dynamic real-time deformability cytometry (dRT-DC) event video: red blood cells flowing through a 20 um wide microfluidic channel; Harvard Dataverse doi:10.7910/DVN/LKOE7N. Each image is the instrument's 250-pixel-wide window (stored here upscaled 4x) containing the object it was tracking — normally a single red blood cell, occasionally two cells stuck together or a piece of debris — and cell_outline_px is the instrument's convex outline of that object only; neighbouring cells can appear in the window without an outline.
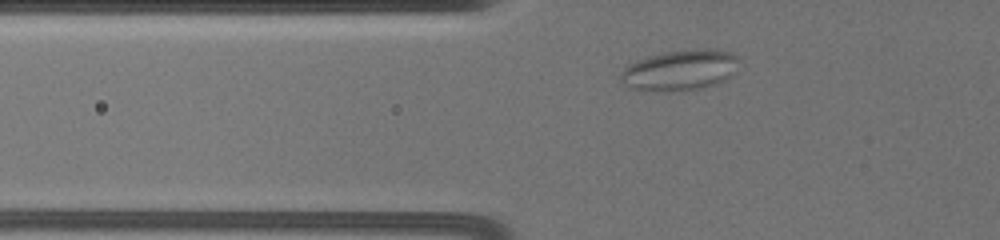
{"species": "common noctule bat (a hibernating species)", "species_latin": "Nyctalus noctula", "temperature_condition": "warm", "stored_images_in_passage": 24, "camera_frame_rate_fps": 3000, "um_per_image_px": 0.085, "animal": {"sex": "female", "body_mass_g": 19.5, "forearm_length_mm": 54.1}, "frame": {"image": 1, "passage_image": 3, "time_ms": 1.667, "image_size_px": [1000, 240], "cell_outline_px": [[740, 60], [732, 76], [724, 80], [700, 88], [628, 88], [620, 80], [620, 72], [628, 64], [664, 52], [704, 48], [708, 48], [732, 52]], "centroid_in_image_um": [57.86, 5.9], "position_along_channel_um": 67.9, "area_um2": 26.88}}
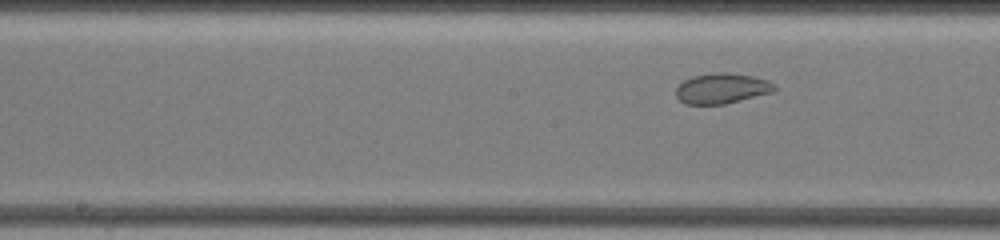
{"frame": {"image": 2, "passage_image": 9, "time_ms": 5.333, "image_size_px": [1000, 240], "cell_outline_px": [[776, 88], [772, 92], [724, 104], [684, 104], [676, 96], [676, 88], [684, 80], [692, 76], [712, 72], [728, 72], [752, 76], [768, 80], [776, 84]], "centroid_in_image_um": [61.35, 7.5], "position_along_channel_um": 186.9, "area_um2": 17.46}}
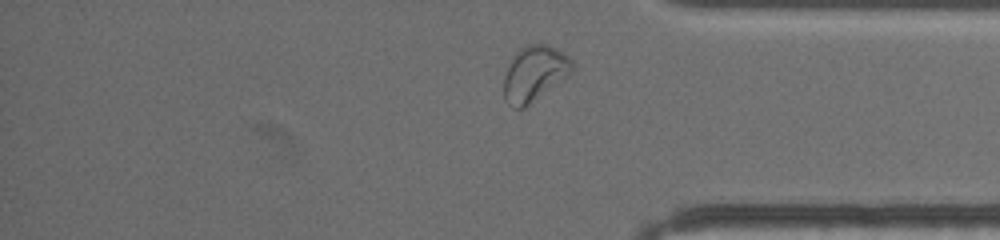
{"frame": {"image": 3, "passage_image": 22, "time_ms": 11.333, "image_size_px": [1000, 240], "cell_outline_px": [[572, 72], [568, 76], [524, 108], [512, 108], [504, 100], [504, 76], [508, 64], [516, 52], [524, 44], [548, 44], [564, 52], [572, 60]], "centroid_in_image_um": [45.41, 6.24], "position_along_channel_um": 389.8, "area_um2": 22.2}, "authors_computed_cell_mechanics": {"area_um2": 18.0625, "velocity_mm_per_s": 3.4644, "shape_relaxation_time_tau1_ms": null, "shape_relaxation_time_tau2_ms": 1.8664, "deformation_change_tau1": null, "deformation_change_tau2": 0.0582}}